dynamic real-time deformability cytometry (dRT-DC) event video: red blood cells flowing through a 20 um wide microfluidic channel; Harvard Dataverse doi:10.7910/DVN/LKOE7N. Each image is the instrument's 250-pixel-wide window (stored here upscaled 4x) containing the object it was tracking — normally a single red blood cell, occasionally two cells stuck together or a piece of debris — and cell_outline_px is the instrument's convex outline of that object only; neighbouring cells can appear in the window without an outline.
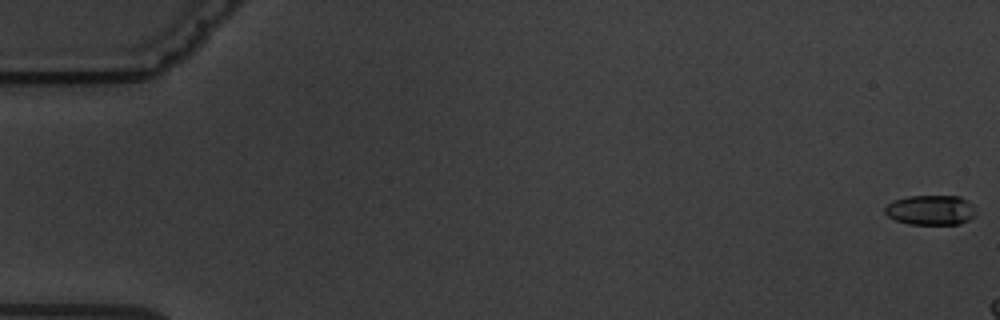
{"species": "common noctule bat (a hibernating species)", "species_latin": "Nyctalus noctula", "temperature_condition": "warm", "stored_images_in_passage": 4, "camera_frame_rate_fps": 3000, "um_per_image_px": 0.085, "animal": {"sex": "male", "body_mass_g": 19.5, "forearm_length_mm": 54.6}, "frame": {"image": 1, "passage_image": 1, "time_ms": 0.0, "image_size_px": [1000, 320], "cell_outline_px": [[976, 216], [960, 224], [908, 224], [896, 220], [888, 216], [884, 212], [884, 208], [892, 200], [908, 196], [960, 196], [968, 200], [972, 204], [976, 212]], "centroid_in_image_um": [79.12, 17.85], "position_along_channel_um": 5.9, "area_um2": 16.01}}